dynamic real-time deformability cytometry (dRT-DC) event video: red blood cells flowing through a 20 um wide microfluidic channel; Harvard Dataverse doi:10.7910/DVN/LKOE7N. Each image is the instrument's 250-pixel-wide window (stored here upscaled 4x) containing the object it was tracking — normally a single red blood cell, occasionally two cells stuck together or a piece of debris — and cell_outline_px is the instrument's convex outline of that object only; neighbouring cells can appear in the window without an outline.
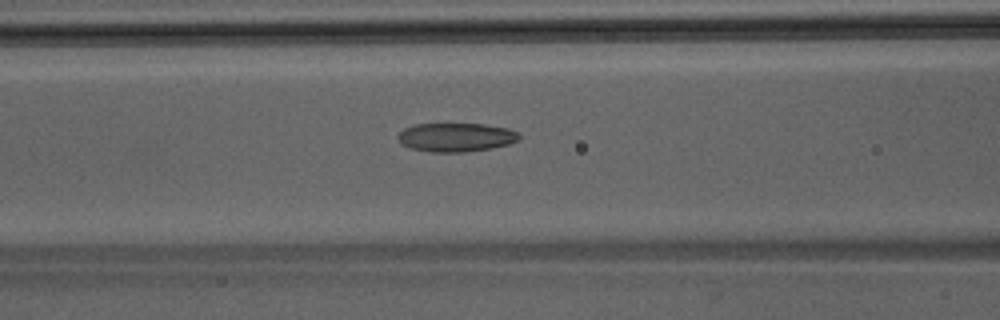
{"species": "Egyptian fruit bat (a non-hibernating species)", "species_latin": "Rousettus aegyptiacus", "temperature_condition": "room temperature", "stored_images_in_passage": 38, "camera_frame_rate_fps": 3000, "um_per_image_px": 0.085, "animal": {"sex": "male"}, "frame": {"image": 1, "passage_image": 10, "time_ms": 3.0, "image_size_px": [1000, 320], "cell_outline_px": [[520, 140], [508, 144], [492, 148], [464, 152], [432, 152], [408, 148], [396, 136], [404, 128], [416, 124], [484, 124], [508, 128], [520, 132]], "centroid_in_image_um": [38.79, 11.67], "position_along_channel_um": 127.8, "area_um2": 20.4}}
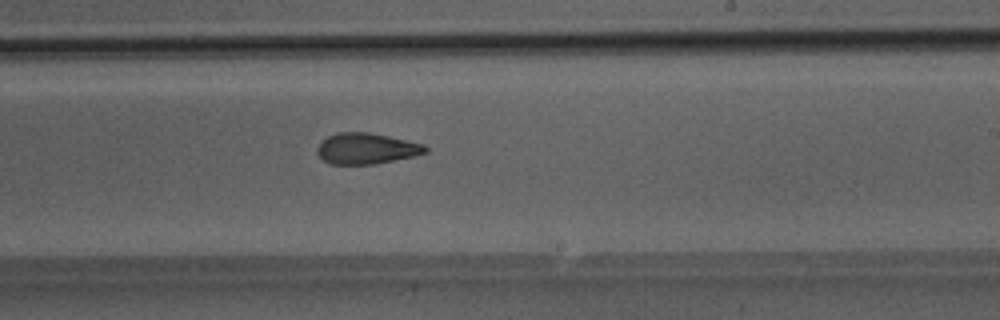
{"frame": {"image": 2, "passage_image": 19, "time_ms": 6.0, "image_size_px": [1000, 320], "cell_outline_px": [[428, 152], [412, 156], [376, 164], [332, 164], [324, 160], [316, 152], [316, 148], [320, 140], [336, 132], [368, 132], [388, 136], [424, 144], [428, 148]], "centroid_in_image_um": [31.11, 12.62], "position_along_channel_um": 257.9, "area_um2": 19.54}}
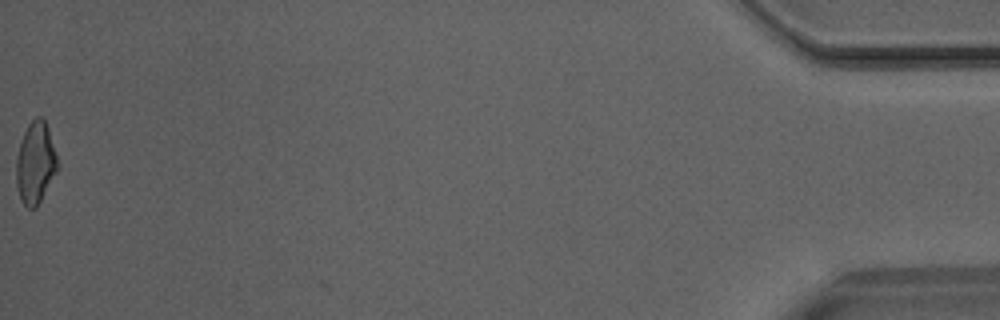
{"frame": {"image": 3, "passage_image": 38, "time_ms": 12.333, "image_size_px": [1000, 320], "cell_outline_px": [[56, 172], [36, 208], [28, 208], [20, 200], [16, 184], [16, 160], [20, 144], [24, 132], [28, 124], [36, 116], [40, 116], [44, 120], [48, 128], [56, 152]], "centroid_in_image_um": [2.99, 13.84], "position_along_channel_um": 432.2, "area_um2": 19.36}}